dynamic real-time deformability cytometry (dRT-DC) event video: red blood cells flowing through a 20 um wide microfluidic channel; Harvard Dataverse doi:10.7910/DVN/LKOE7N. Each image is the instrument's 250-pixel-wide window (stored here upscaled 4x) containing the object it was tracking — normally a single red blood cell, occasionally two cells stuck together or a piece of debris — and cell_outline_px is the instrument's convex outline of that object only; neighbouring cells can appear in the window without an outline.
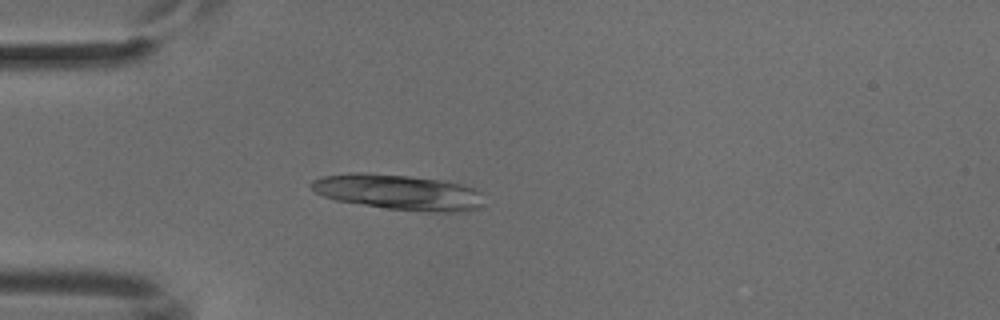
{"species": "common noctule bat (a hibernating species)", "species_latin": "Nyctalus noctula", "temperature_condition": "cold", "stored_images_in_passage": 51, "camera_frame_rate_fps": 3000, "um_per_image_px": 0.085, "animal": {"sex": "male", "body_mass_g": 18.8}, "frame": {"image": 1, "passage_image": 14, "time_ms": 4.333, "image_size_px": [1000, 320], "cell_outline_px": [[484, 208], [468, 212], [428, 212], [388, 208], [336, 200], [324, 196], [316, 192], [308, 184], [312, 180], [320, 176], [348, 172], [364, 172], [408, 176], [444, 180], [476, 188], [480, 192], [484, 204]], "centroid_in_image_um": [33.92, 16.33], "position_along_channel_um": 51.1, "area_um2": 36.13}}
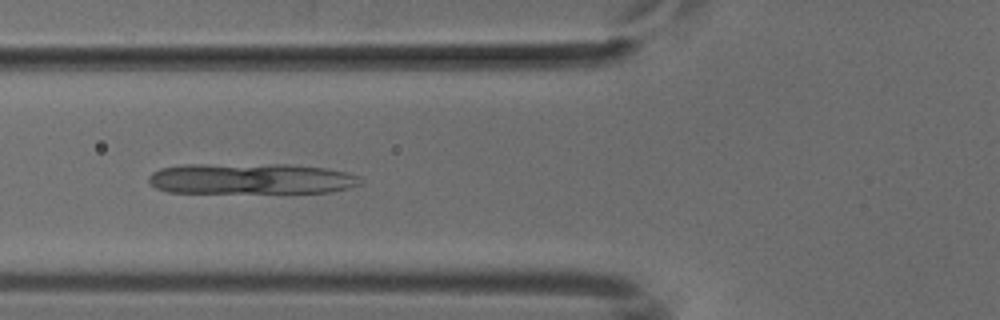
{"frame": {"image": 2, "passage_image": 19, "time_ms": 6.0, "image_size_px": [1000, 320], "cell_outline_px": [[364, 180], [360, 184], [348, 188], [332, 192], [168, 192], [156, 188], [148, 184], [148, 176], [152, 172], [160, 168], [184, 164], [288, 164], [324, 168], [348, 172], [360, 176]], "centroid_in_image_um": [21.33, 15.18], "position_along_channel_um": 104.5, "area_um2": 38.32}}